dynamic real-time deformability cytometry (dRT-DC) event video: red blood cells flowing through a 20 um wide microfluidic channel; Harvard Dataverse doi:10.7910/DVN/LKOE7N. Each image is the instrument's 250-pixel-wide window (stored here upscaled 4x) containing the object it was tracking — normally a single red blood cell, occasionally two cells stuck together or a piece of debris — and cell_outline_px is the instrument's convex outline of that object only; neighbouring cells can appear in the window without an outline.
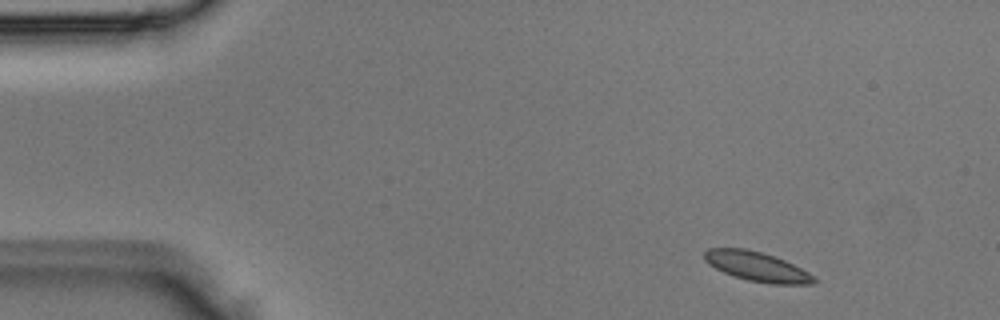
{"species": "Egyptian fruit bat (a non-hibernating species)", "species_latin": "Rousettus aegyptiacus", "temperature_condition": "room temperature", "stored_images_in_passage": 2, "camera_frame_rate_fps": 3000, "um_per_image_px": 0.085, "animal": {"sex": "male"}, "frame": {"image": 1, "passage_image": 1, "time_ms": 0.0, "image_size_px": [1000, 320], "cell_outline_px": [[816, 280], [812, 284], [772, 284], [748, 280], [724, 272], [708, 264], [704, 260], [704, 252], [708, 248], [748, 248], [784, 260], [808, 272]], "centroid_in_image_um": [64.3, 22.65], "position_along_channel_um": 20.7, "area_um2": 18.5}}